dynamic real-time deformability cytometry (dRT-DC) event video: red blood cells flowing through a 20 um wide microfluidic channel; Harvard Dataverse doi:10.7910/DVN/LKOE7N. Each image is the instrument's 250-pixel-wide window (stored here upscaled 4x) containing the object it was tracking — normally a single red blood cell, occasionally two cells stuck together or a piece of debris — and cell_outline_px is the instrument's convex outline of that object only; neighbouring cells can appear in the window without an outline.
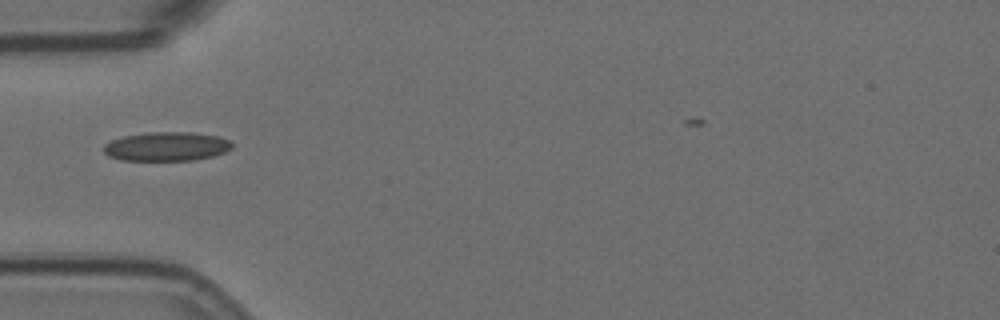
{"species": "Egyptian fruit bat (a non-hibernating species)", "species_latin": "Rousettus aegyptiacus", "temperature_condition": "room temperature", "stored_images_in_passage": 3, "camera_frame_rate_fps": 3000, "um_per_image_px": 0.085, "animal": {"sex": "female"}, "frame": {"image": 1, "passage_image": 1, "time_ms": 0.0, "image_size_px": [1000, 320], "cell_outline_px": [[232, 148], [224, 152], [212, 156], [192, 160], [120, 160], [108, 156], [104, 152], [104, 144], [112, 140], [124, 136], [148, 132], [192, 132], [220, 136], [228, 140], [232, 144]], "centroid_in_image_um": [14.15, 12.44], "position_along_channel_um": 70.8, "area_um2": 21.68}}
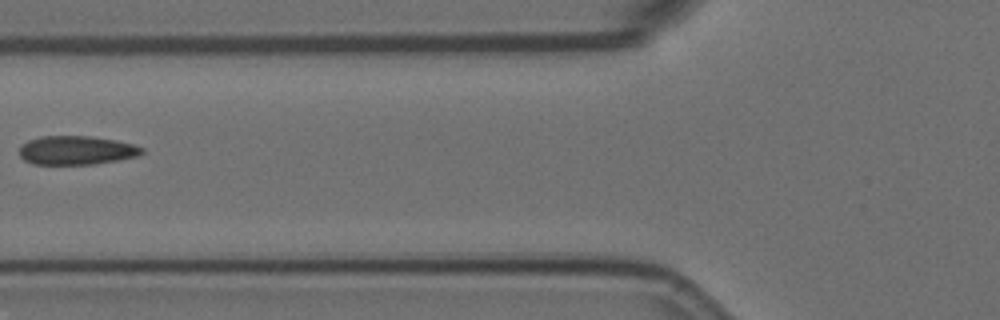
{"frame": {"image": 2, "passage_image": 2, "time_ms": 0.333, "image_size_px": [1000, 320], "cell_outline_px": [[144, 152], [140, 156], [92, 164], [32, 164], [24, 160], [20, 156], [20, 148], [28, 140], [40, 136], [88, 136], [116, 140], [132, 144], [144, 148]], "centroid_in_image_um": [6.51, 12.77], "position_along_channel_um": 119.3, "area_um2": 20.52}}
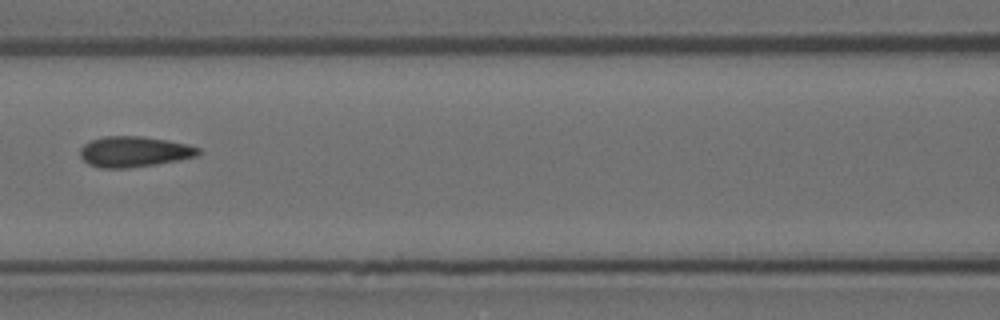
{"frame": {"image": 3, "passage_image": 3, "time_ms": 0.667, "image_size_px": [1000, 320], "cell_outline_px": [[200, 152], [196, 156], [180, 160], [156, 164], [128, 168], [100, 168], [88, 164], [80, 156], [80, 148], [84, 144], [92, 140], [104, 136], [140, 136], [168, 140], [200, 148]], "centroid_in_image_um": [11.38, 12.9], "position_along_channel_um": 155.2, "area_um2": 21.04}}